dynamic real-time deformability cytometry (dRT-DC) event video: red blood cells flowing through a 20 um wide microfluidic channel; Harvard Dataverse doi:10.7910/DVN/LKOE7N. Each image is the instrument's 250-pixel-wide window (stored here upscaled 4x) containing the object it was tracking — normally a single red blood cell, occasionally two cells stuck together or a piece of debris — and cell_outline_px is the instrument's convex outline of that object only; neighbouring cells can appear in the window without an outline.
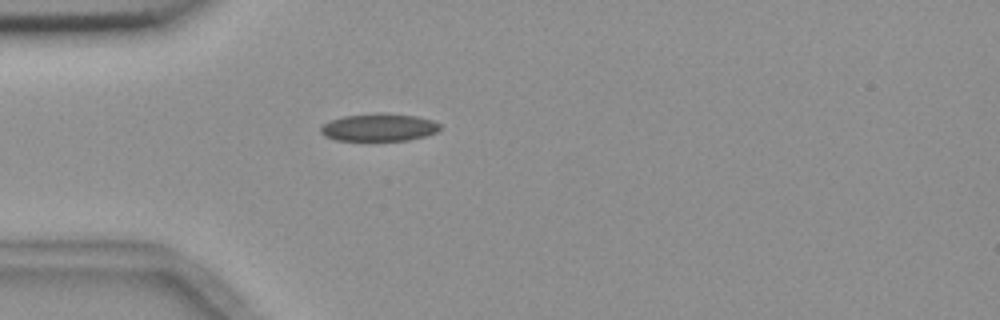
{"species": "common noctule bat (a hibernating species)", "species_latin": "Nyctalus noctula", "temperature_condition": "room temperature", "stored_images_in_passage": 5, "camera_frame_rate_fps": 3000, "um_per_image_px": 0.085, "animal": {"sex": "female", "body_mass_g": 18.4}, "frame": {"image": 1, "passage_image": 5, "time_ms": 5.0, "image_size_px": [1000, 320], "cell_outline_px": [[440, 128], [436, 132], [424, 136], [408, 140], [336, 140], [324, 136], [320, 132], [320, 124], [344, 116], [376, 112], [384, 112], [416, 116], [432, 120], [440, 124]], "centroid_in_image_um": [32.18, 10.81], "position_along_channel_um": 52.8, "area_um2": 19.31}}